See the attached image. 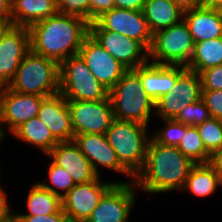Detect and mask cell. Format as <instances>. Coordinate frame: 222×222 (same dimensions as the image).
I'll return each instance as SVG.
<instances>
[{"label":"cell","mask_w":222,"mask_h":222,"mask_svg":"<svg viewBox=\"0 0 222 222\" xmlns=\"http://www.w3.org/2000/svg\"><path fill=\"white\" fill-rule=\"evenodd\" d=\"M46 97L23 94L4 86L0 129L6 136V126L13 133L24 122L38 116L39 108Z\"/></svg>","instance_id":"2e32d148"},{"label":"cell","mask_w":222,"mask_h":222,"mask_svg":"<svg viewBox=\"0 0 222 222\" xmlns=\"http://www.w3.org/2000/svg\"><path fill=\"white\" fill-rule=\"evenodd\" d=\"M30 51L28 27L13 25L0 40V85H9Z\"/></svg>","instance_id":"9a60e30c"},{"label":"cell","mask_w":222,"mask_h":222,"mask_svg":"<svg viewBox=\"0 0 222 222\" xmlns=\"http://www.w3.org/2000/svg\"><path fill=\"white\" fill-rule=\"evenodd\" d=\"M59 141H72L74 132L67 100L61 95L46 97L39 108L37 116Z\"/></svg>","instance_id":"d6986e66"},{"label":"cell","mask_w":222,"mask_h":222,"mask_svg":"<svg viewBox=\"0 0 222 222\" xmlns=\"http://www.w3.org/2000/svg\"><path fill=\"white\" fill-rule=\"evenodd\" d=\"M177 148L194 164L209 163L211 154L205 149L200 134L195 126H187L183 139Z\"/></svg>","instance_id":"83f0119b"},{"label":"cell","mask_w":222,"mask_h":222,"mask_svg":"<svg viewBox=\"0 0 222 222\" xmlns=\"http://www.w3.org/2000/svg\"><path fill=\"white\" fill-rule=\"evenodd\" d=\"M89 30L118 32L137 40L148 50L153 39V33L149 29L143 11L136 10L113 8L89 23Z\"/></svg>","instance_id":"ba28073f"},{"label":"cell","mask_w":222,"mask_h":222,"mask_svg":"<svg viewBox=\"0 0 222 222\" xmlns=\"http://www.w3.org/2000/svg\"><path fill=\"white\" fill-rule=\"evenodd\" d=\"M6 196L4 189L0 186V222H8L15 216V213L9 208Z\"/></svg>","instance_id":"74e56055"},{"label":"cell","mask_w":222,"mask_h":222,"mask_svg":"<svg viewBox=\"0 0 222 222\" xmlns=\"http://www.w3.org/2000/svg\"><path fill=\"white\" fill-rule=\"evenodd\" d=\"M7 87L23 94L54 96L59 93V64L30 51Z\"/></svg>","instance_id":"5b68a950"},{"label":"cell","mask_w":222,"mask_h":222,"mask_svg":"<svg viewBox=\"0 0 222 222\" xmlns=\"http://www.w3.org/2000/svg\"><path fill=\"white\" fill-rule=\"evenodd\" d=\"M201 6L205 8L222 10V0H202Z\"/></svg>","instance_id":"ee69618b"},{"label":"cell","mask_w":222,"mask_h":222,"mask_svg":"<svg viewBox=\"0 0 222 222\" xmlns=\"http://www.w3.org/2000/svg\"><path fill=\"white\" fill-rule=\"evenodd\" d=\"M222 182L210 163L194 164L189 171L183 191L197 197H206L217 191Z\"/></svg>","instance_id":"cb8c5ba5"},{"label":"cell","mask_w":222,"mask_h":222,"mask_svg":"<svg viewBox=\"0 0 222 222\" xmlns=\"http://www.w3.org/2000/svg\"><path fill=\"white\" fill-rule=\"evenodd\" d=\"M46 156L65 169L75 184L89 183L100 176L74 140L58 142Z\"/></svg>","instance_id":"e0dca14e"},{"label":"cell","mask_w":222,"mask_h":222,"mask_svg":"<svg viewBox=\"0 0 222 222\" xmlns=\"http://www.w3.org/2000/svg\"><path fill=\"white\" fill-rule=\"evenodd\" d=\"M121 181L115 183L101 198L86 222H128L136 200V185Z\"/></svg>","instance_id":"8fae6325"},{"label":"cell","mask_w":222,"mask_h":222,"mask_svg":"<svg viewBox=\"0 0 222 222\" xmlns=\"http://www.w3.org/2000/svg\"><path fill=\"white\" fill-rule=\"evenodd\" d=\"M179 6L183 11L201 6L202 0H170Z\"/></svg>","instance_id":"60d3db41"},{"label":"cell","mask_w":222,"mask_h":222,"mask_svg":"<svg viewBox=\"0 0 222 222\" xmlns=\"http://www.w3.org/2000/svg\"><path fill=\"white\" fill-rule=\"evenodd\" d=\"M20 141L38 147L47 155L59 142L50 132L49 128L38 118L34 117L24 122L13 133Z\"/></svg>","instance_id":"d4e9b609"},{"label":"cell","mask_w":222,"mask_h":222,"mask_svg":"<svg viewBox=\"0 0 222 222\" xmlns=\"http://www.w3.org/2000/svg\"><path fill=\"white\" fill-rule=\"evenodd\" d=\"M142 11L153 34L178 24L183 20L184 14V11L170 0H146Z\"/></svg>","instance_id":"603a6c76"},{"label":"cell","mask_w":222,"mask_h":222,"mask_svg":"<svg viewBox=\"0 0 222 222\" xmlns=\"http://www.w3.org/2000/svg\"><path fill=\"white\" fill-rule=\"evenodd\" d=\"M202 86L199 73L186 69L177 79L169 93L155 102L156 117L174 119L188 104L201 99Z\"/></svg>","instance_id":"30bf717a"},{"label":"cell","mask_w":222,"mask_h":222,"mask_svg":"<svg viewBox=\"0 0 222 222\" xmlns=\"http://www.w3.org/2000/svg\"><path fill=\"white\" fill-rule=\"evenodd\" d=\"M79 55L92 74L108 91L128 70L113 58L90 34L84 38Z\"/></svg>","instance_id":"5bb4252c"},{"label":"cell","mask_w":222,"mask_h":222,"mask_svg":"<svg viewBox=\"0 0 222 222\" xmlns=\"http://www.w3.org/2000/svg\"><path fill=\"white\" fill-rule=\"evenodd\" d=\"M0 17L12 18L11 0H0Z\"/></svg>","instance_id":"b9f144b4"},{"label":"cell","mask_w":222,"mask_h":222,"mask_svg":"<svg viewBox=\"0 0 222 222\" xmlns=\"http://www.w3.org/2000/svg\"><path fill=\"white\" fill-rule=\"evenodd\" d=\"M210 118V112L204 101L199 99L194 103L188 104L184 109H182L174 120L187 126L196 127Z\"/></svg>","instance_id":"1f68e13d"},{"label":"cell","mask_w":222,"mask_h":222,"mask_svg":"<svg viewBox=\"0 0 222 222\" xmlns=\"http://www.w3.org/2000/svg\"><path fill=\"white\" fill-rule=\"evenodd\" d=\"M196 127L205 149L211 155L222 149V120L210 118Z\"/></svg>","instance_id":"f546056e"},{"label":"cell","mask_w":222,"mask_h":222,"mask_svg":"<svg viewBox=\"0 0 222 222\" xmlns=\"http://www.w3.org/2000/svg\"><path fill=\"white\" fill-rule=\"evenodd\" d=\"M3 138H4V135L2 134L1 129H0V143L3 140Z\"/></svg>","instance_id":"7dc6e473"},{"label":"cell","mask_w":222,"mask_h":222,"mask_svg":"<svg viewBox=\"0 0 222 222\" xmlns=\"http://www.w3.org/2000/svg\"><path fill=\"white\" fill-rule=\"evenodd\" d=\"M209 163L214 167L216 174L222 182V149L215 151L211 155Z\"/></svg>","instance_id":"ab89813d"},{"label":"cell","mask_w":222,"mask_h":222,"mask_svg":"<svg viewBox=\"0 0 222 222\" xmlns=\"http://www.w3.org/2000/svg\"><path fill=\"white\" fill-rule=\"evenodd\" d=\"M148 126L114 119L106 137L120 164L135 178L142 170L149 142Z\"/></svg>","instance_id":"277c9868"},{"label":"cell","mask_w":222,"mask_h":222,"mask_svg":"<svg viewBox=\"0 0 222 222\" xmlns=\"http://www.w3.org/2000/svg\"><path fill=\"white\" fill-rule=\"evenodd\" d=\"M56 0H11L12 24L29 27L31 24L55 16Z\"/></svg>","instance_id":"7402d4cb"},{"label":"cell","mask_w":222,"mask_h":222,"mask_svg":"<svg viewBox=\"0 0 222 222\" xmlns=\"http://www.w3.org/2000/svg\"><path fill=\"white\" fill-rule=\"evenodd\" d=\"M165 123V128H160L151 137L162 145L178 146L184 137L186 125L176 122L174 119H161Z\"/></svg>","instance_id":"4dcf8cb0"},{"label":"cell","mask_w":222,"mask_h":222,"mask_svg":"<svg viewBox=\"0 0 222 222\" xmlns=\"http://www.w3.org/2000/svg\"><path fill=\"white\" fill-rule=\"evenodd\" d=\"M100 176L89 183L76 184L62 199V209L70 222H86L103 195L118 181H103Z\"/></svg>","instance_id":"7c38bea8"},{"label":"cell","mask_w":222,"mask_h":222,"mask_svg":"<svg viewBox=\"0 0 222 222\" xmlns=\"http://www.w3.org/2000/svg\"><path fill=\"white\" fill-rule=\"evenodd\" d=\"M26 207L28 213H15V215L36 216L57 213L62 208V199L36 182L28 192Z\"/></svg>","instance_id":"4316f807"},{"label":"cell","mask_w":222,"mask_h":222,"mask_svg":"<svg viewBox=\"0 0 222 222\" xmlns=\"http://www.w3.org/2000/svg\"><path fill=\"white\" fill-rule=\"evenodd\" d=\"M222 65V37L194 43L192 57L186 68L197 73Z\"/></svg>","instance_id":"484cf974"},{"label":"cell","mask_w":222,"mask_h":222,"mask_svg":"<svg viewBox=\"0 0 222 222\" xmlns=\"http://www.w3.org/2000/svg\"><path fill=\"white\" fill-rule=\"evenodd\" d=\"M146 0H114L115 8L142 11Z\"/></svg>","instance_id":"f35d334b"},{"label":"cell","mask_w":222,"mask_h":222,"mask_svg":"<svg viewBox=\"0 0 222 222\" xmlns=\"http://www.w3.org/2000/svg\"><path fill=\"white\" fill-rule=\"evenodd\" d=\"M3 90H4V86L0 85V122H1V115H2Z\"/></svg>","instance_id":"f6af8a7d"},{"label":"cell","mask_w":222,"mask_h":222,"mask_svg":"<svg viewBox=\"0 0 222 222\" xmlns=\"http://www.w3.org/2000/svg\"><path fill=\"white\" fill-rule=\"evenodd\" d=\"M89 34L126 69L149 62V50L133 38L107 30H89Z\"/></svg>","instance_id":"4fadbf2b"},{"label":"cell","mask_w":222,"mask_h":222,"mask_svg":"<svg viewBox=\"0 0 222 222\" xmlns=\"http://www.w3.org/2000/svg\"><path fill=\"white\" fill-rule=\"evenodd\" d=\"M183 20L187 24L194 43L222 37V10L202 6L184 11Z\"/></svg>","instance_id":"44dd1931"},{"label":"cell","mask_w":222,"mask_h":222,"mask_svg":"<svg viewBox=\"0 0 222 222\" xmlns=\"http://www.w3.org/2000/svg\"><path fill=\"white\" fill-rule=\"evenodd\" d=\"M59 94L67 101H97L106 99L109 91L78 54L59 64Z\"/></svg>","instance_id":"8992f818"},{"label":"cell","mask_w":222,"mask_h":222,"mask_svg":"<svg viewBox=\"0 0 222 222\" xmlns=\"http://www.w3.org/2000/svg\"><path fill=\"white\" fill-rule=\"evenodd\" d=\"M8 222H19L18 220H17V218L14 216L10 221H8Z\"/></svg>","instance_id":"bcb514c9"},{"label":"cell","mask_w":222,"mask_h":222,"mask_svg":"<svg viewBox=\"0 0 222 222\" xmlns=\"http://www.w3.org/2000/svg\"><path fill=\"white\" fill-rule=\"evenodd\" d=\"M199 75L202 91L222 90V65L202 70Z\"/></svg>","instance_id":"836d02e7"},{"label":"cell","mask_w":222,"mask_h":222,"mask_svg":"<svg viewBox=\"0 0 222 222\" xmlns=\"http://www.w3.org/2000/svg\"><path fill=\"white\" fill-rule=\"evenodd\" d=\"M114 118L123 121L149 123L155 102L149 97L140 80V66L128 69L108 94Z\"/></svg>","instance_id":"3957f363"},{"label":"cell","mask_w":222,"mask_h":222,"mask_svg":"<svg viewBox=\"0 0 222 222\" xmlns=\"http://www.w3.org/2000/svg\"><path fill=\"white\" fill-rule=\"evenodd\" d=\"M201 99L208 108L211 118L222 120V90L202 91Z\"/></svg>","instance_id":"e575fe53"},{"label":"cell","mask_w":222,"mask_h":222,"mask_svg":"<svg viewBox=\"0 0 222 222\" xmlns=\"http://www.w3.org/2000/svg\"><path fill=\"white\" fill-rule=\"evenodd\" d=\"M58 13L76 15L90 23V0H56Z\"/></svg>","instance_id":"d6a6232c"},{"label":"cell","mask_w":222,"mask_h":222,"mask_svg":"<svg viewBox=\"0 0 222 222\" xmlns=\"http://www.w3.org/2000/svg\"><path fill=\"white\" fill-rule=\"evenodd\" d=\"M73 140L98 175L99 168L103 166L111 171L131 176L134 181V177L120 164L116 152L109 145L106 134H79L74 135Z\"/></svg>","instance_id":"ac0fdd59"},{"label":"cell","mask_w":222,"mask_h":222,"mask_svg":"<svg viewBox=\"0 0 222 222\" xmlns=\"http://www.w3.org/2000/svg\"><path fill=\"white\" fill-rule=\"evenodd\" d=\"M13 26L12 18L0 17V40L3 35Z\"/></svg>","instance_id":"7bdbcfd3"},{"label":"cell","mask_w":222,"mask_h":222,"mask_svg":"<svg viewBox=\"0 0 222 222\" xmlns=\"http://www.w3.org/2000/svg\"><path fill=\"white\" fill-rule=\"evenodd\" d=\"M193 165L176 146L162 145L150 137L144 166L134 183L147 194L182 191Z\"/></svg>","instance_id":"7a4b0ae2"},{"label":"cell","mask_w":222,"mask_h":222,"mask_svg":"<svg viewBox=\"0 0 222 222\" xmlns=\"http://www.w3.org/2000/svg\"><path fill=\"white\" fill-rule=\"evenodd\" d=\"M194 50V41L187 24L182 20L153 34L149 49L150 63L187 66Z\"/></svg>","instance_id":"52a82bcc"},{"label":"cell","mask_w":222,"mask_h":222,"mask_svg":"<svg viewBox=\"0 0 222 222\" xmlns=\"http://www.w3.org/2000/svg\"><path fill=\"white\" fill-rule=\"evenodd\" d=\"M48 176L50 184L42 181L38 183L61 199L76 185L70 174L62 167L56 165L52 160L48 168Z\"/></svg>","instance_id":"f1b7e54d"},{"label":"cell","mask_w":222,"mask_h":222,"mask_svg":"<svg viewBox=\"0 0 222 222\" xmlns=\"http://www.w3.org/2000/svg\"><path fill=\"white\" fill-rule=\"evenodd\" d=\"M74 135L106 134L114 118L109 96L104 100L67 101Z\"/></svg>","instance_id":"9c48e42d"},{"label":"cell","mask_w":222,"mask_h":222,"mask_svg":"<svg viewBox=\"0 0 222 222\" xmlns=\"http://www.w3.org/2000/svg\"><path fill=\"white\" fill-rule=\"evenodd\" d=\"M19 222H70L61 208L57 213L47 215H15Z\"/></svg>","instance_id":"d590c367"},{"label":"cell","mask_w":222,"mask_h":222,"mask_svg":"<svg viewBox=\"0 0 222 222\" xmlns=\"http://www.w3.org/2000/svg\"><path fill=\"white\" fill-rule=\"evenodd\" d=\"M113 8L114 0H90V23Z\"/></svg>","instance_id":"8d00e7d4"},{"label":"cell","mask_w":222,"mask_h":222,"mask_svg":"<svg viewBox=\"0 0 222 222\" xmlns=\"http://www.w3.org/2000/svg\"><path fill=\"white\" fill-rule=\"evenodd\" d=\"M28 29L31 51L60 64L79 54L89 34V22L76 15L57 13L31 24Z\"/></svg>","instance_id":"6da1fadb"},{"label":"cell","mask_w":222,"mask_h":222,"mask_svg":"<svg viewBox=\"0 0 222 222\" xmlns=\"http://www.w3.org/2000/svg\"><path fill=\"white\" fill-rule=\"evenodd\" d=\"M180 65H159L146 63L140 66V80L149 97L156 102L170 92L178 77L186 70Z\"/></svg>","instance_id":"ffe728a7"}]
</instances>
